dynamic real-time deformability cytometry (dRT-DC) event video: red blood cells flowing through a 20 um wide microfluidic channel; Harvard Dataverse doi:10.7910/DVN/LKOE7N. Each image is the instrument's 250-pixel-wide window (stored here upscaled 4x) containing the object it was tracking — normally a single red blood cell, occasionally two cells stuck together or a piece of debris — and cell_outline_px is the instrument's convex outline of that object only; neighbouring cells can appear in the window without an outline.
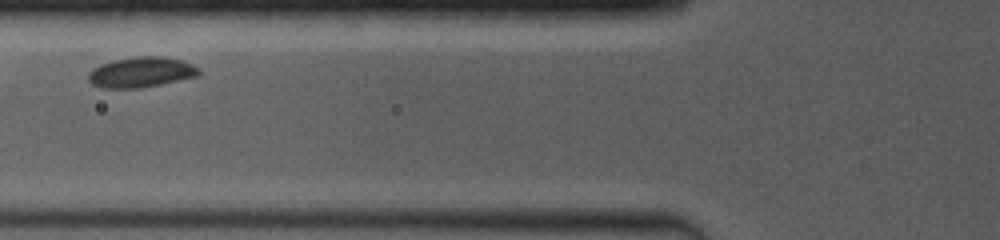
{"species": "common noctule bat (a hibernating species)", "species_latin": "Nyctalus noctula", "temperature_condition": "room temperature", "stored_images_in_passage": 10, "camera_frame_rate_fps": 4000, "um_per_image_px": 0.085, "animal": {"sex": "female", "body_mass_g": 19.0, "forearm_length_mm": 53.3}, "frame": {"image": 1, "passage_image": 4, "time_ms": 1.5, "image_size_px": [1000, 240], "cell_outline_px": [[200, 72], [196, 76], [160, 84], [140, 88], [104, 88], [92, 84], [88, 80], [88, 72], [92, 68], [100, 64], [116, 60], [136, 56], [164, 56], [184, 60], [192, 64]], "centroid_in_image_um": [11.96, 6.13], "position_along_channel_um": 113.8, "area_um2": 19.48}}